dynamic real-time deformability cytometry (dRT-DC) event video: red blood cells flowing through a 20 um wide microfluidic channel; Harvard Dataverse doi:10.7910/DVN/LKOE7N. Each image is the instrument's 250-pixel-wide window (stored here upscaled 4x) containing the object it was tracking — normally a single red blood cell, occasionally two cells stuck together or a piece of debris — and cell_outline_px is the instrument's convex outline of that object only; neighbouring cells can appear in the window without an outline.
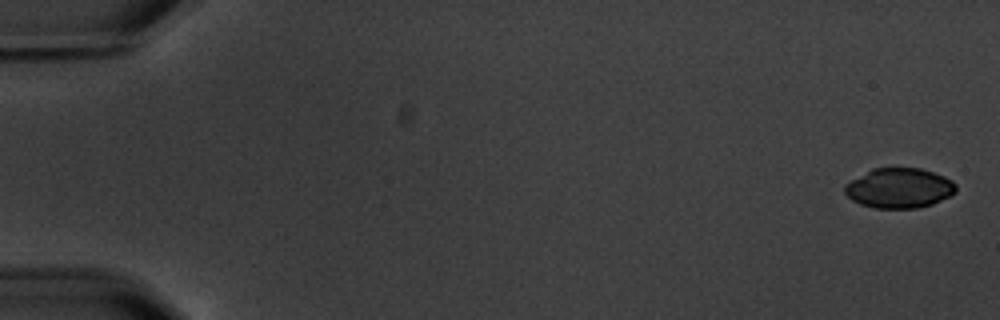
{"species": "common noctule bat (a hibernating species)", "species_latin": "Nyctalus noctula", "temperature_condition": "warm", "stored_images_in_passage": 6, "camera_frame_rate_fps": 3000, "um_per_image_px": 0.085, "animal": {"sex": "male", "body_mass_g": 20.1, "forearm_length_mm": 53.5}, "frame": {"image": 1, "passage_image": 1, "time_ms": 0.0, "image_size_px": [1000, 320], "cell_outline_px": [[956, 192], [932, 204], [916, 208], [876, 208], [860, 204], [852, 200], [844, 192], [844, 184], [872, 168], [920, 168], [944, 176], [952, 180], [956, 184]], "centroid_in_image_um": [76.41, 15.98], "position_along_channel_um": 8.6, "area_um2": 25.84}}
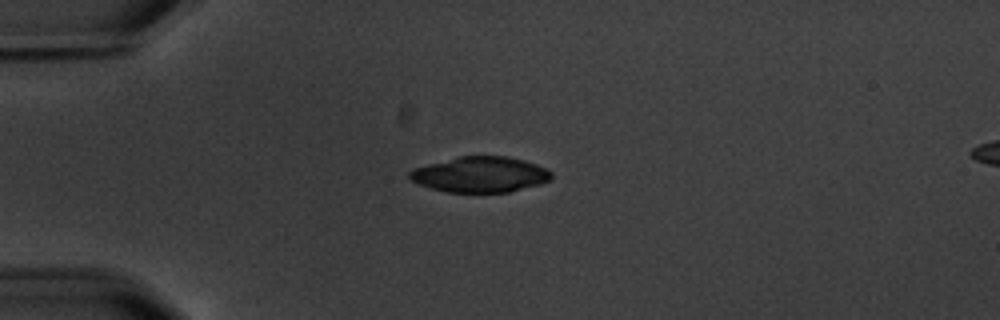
{"frame": {"image": 2, "passage_image": 5, "time_ms": 4.667, "image_size_px": [1000, 320], "cell_outline_px": [[552, 180], [540, 184], [508, 192], [448, 192], [432, 188], [420, 184], [412, 180], [408, 176], [408, 172], [412, 168], [460, 156], [508, 156], [524, 160], [548, 168], [552, 172]], "centroid_in_image_um": [40.86, 14.82], "position_along_channel_um": 44.1, "area_um2": 29.42}}